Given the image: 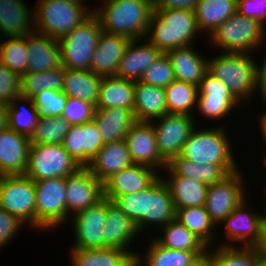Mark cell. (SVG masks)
Returning a JSON list of instances; mask_svg holds the SVG:
<instances>
[{
    "label": "cell",
    "mask_w": 266,
    "mask_h": 266,
    "mask_svg": "<svg viewBox=\"0 0 266 266\" xmlns=\"http://www.w3.org/2000/svg\"><path fill=\"white\" fill-rule=\"evenodd\" d=\"M113 203L137 225L139 232L151 224L161 229L176 218L169 187L161 174L146 189L118 196Z\"/></svg>",
    "instance_id": "6da1fadb"
},
{
    "label": "cell",
    "mask_w": 266,
    "mask_h": 266,
    "mask_svg": "<svg viewBox=\"0 0 266 266\" xmlns=\"http://www.w3.org/2000/svg\"><path fill=\"white\" fill-rule=\"evenodd\" d=\"M92 9L104 32L143 40L149 29L153 0H104Z\"/></svg>",
    "instance_id": "7a4b0ae2"
},
{
    "label": "cell",
    "mask_w": 266,
    "mask_h": 266,
    "mask_svg": "<svg viewBox=\"0 0 266 266\" xmlns=\"http://www.w3.org/2000/svg\"><path fill=\"white\" fill-rule=\"evenodd\" d=\"M200 33L194 10L153 9L146 39L162 53H167L192 45Z\"/></svg>",
    "instance_id": "3957f363"
},
{
    "label": "cell",
    "mask_w": 266,
    "mask_h": 266,
    "mask_svg": "<svg viewBox=\"0 0 266 266\" xmlns=\"http://www.w3.org/2000/svg\"><path fill=\"white\" fill-rule=\"evenodd\" d=\"M257 64L250 54L222 53L208 59V71L220 79L242 103L257 91ZM248 100V101H247Z\"/></svg>",
    "instance_id": "277c9868"
},
{
    "label": "cell",
    "mask_w": 266,
    "mask_h": 266,
    "mask_svg": "<svg viewBox=\"0 0 266 266\" xmlns=\"http://www.w3.org/2000/svg\"><path fill=\"white\" fill-rule=\"evenodd\" d=\"M265 38L266 27L236 12L213 31L209 36V45L223 50L222 53L251 54V50H259L266 45Z\"/></svg>",
    "instance_id": "5b68a950"
},
{
    "label": "cell",
    "mask_w": 266,
    "mask_h": 266,
    "mask_svg": "<svg viewBox=\"0 0 266 266\" xmlns=\"http://www.w3.org/2000/svg\"><path fill=\"white\" fill-rule=\"evenodd\" d=\"M34 10V31L57 40L93 13L86 5L64 0H39Z\"/></svg>",
    "instance_id": "8992f818"
},
{
    "label": "cell",
    "mask_w": 266,
    "mask_h": 266,
    "mask_svg": "<svg viewBox=\"0 0 266 266\" xmlns=\"http://www.w3.org/2000/svg\"><path fill=\"white\" fill-rule=\"evenodd\" d=\"M222 126L201 130L195 127L179 155L201 164L237 165L232 156L227 128Z\"/></svg>",
    "instance_id": "52a82bcc"
},
{
    "label": "cell",
    "mask_w": 266,
    "mask_h": 266,
    "mask_svg": "<svg viewBox=\"0 0 266 266\" xmlns=\"http://www.w3.org/2000/svg\"><path fill=\"white\" fill-rule=\"evenodd\" d=\"M102 31L98 18L92 13L59 39L61 66L65 69L90 70V60Z\"/></svg>",
    "instance_id": "ba28073f"
},
{
    "label": "cell",
    "mask_w": 266,
    "mask_h": 266,
    "mask_svg": "<svg viewBox=\"0 0 266 266\" xmlns=\"http://www.w3.org/2000/svg\"><path fill=\"white\" fill-rule=\"evenodd\" d=\"M80 168L62 144H31L25 175L33 181L66 178Z\"/></svg>",
    "instance_id": "9c48e42d"
},
{
    "label": "cell",
    "mask_w": 266,
    "mask_h": 266,
    "mask_svg": "<svg viewBox=\"0 0 266 266\" xmlns=\"http://www.w3.org/2000/svg\"><path fill=\"white\" fill-rule=\"evenodd\" d=\"M0 208L36 228L34 181L26 175H4L0 181Z\"/></svg>",
    "instance_id": "30bf717a"
},
{
    "label": "cell",
    "mask_w": 266,
    "mask_h": 266,
    "mask_svg": "<svg viewBox=\"0 0 266 266\" xmlns=\"http://www.w3.org/2000/svg\"><path fill=\"white\" fill-rule=\"evenodd\" d=\"M36 194V228L50 230L66 223L65 178L34 181Z\"/></svg>",
    "instance_id": "8fae6325"
},
{
    "label": "cell",
    "mask_w": 266,
    "mask_h": 266,
    "mask_svg": "<svg viewBox=\"0 0 266 266\" xmlns=\"http://www.w3.org/2000/svg\"><path fill=\"white\" fill-rule=\"evenodd\" d=\"M241 171L229 174L220 183L209 185L205 209L217 227L247 198ZM246 195V196H245Z\"/></svg>",
    "instance_id": "7c38bea8"
},
{
    "label": "cell",
    "mask_w": 266,
    "mask_h": 266,
    "mask_svg": "<svg viewBox=\"0 0 266 266\" xmlns=\"http://www.w3.org/2000/svg\"><path fill=\"white\" fill-rule=\"evenodd\" d=\"M195 119L188 115L167 113L155 119L159 122H150L154 128L159 153L167 162L181 153L184 143L197 126Z\"/></svg>",
    "instance_id": "4fadbf2b"
},
{
    "label": "cell",
    "mask_w": 266,
    "mask_h": 266,
    "mask_svg": "<svg viewBox=\"0 0 266 266\" xmlns=\"http://www.w3.org/2000/svg\"><path fill=\"white\" fill-rule=\"evenodd\" d=\"M107 215V198L103 197L95 205H91L73 215L71 225L75 233V249H103L105 235L103 234Z\"/></svg>",
    "instance_id": "5bb4252c"
},
{
    "label": "cell",
    "mask_w": 266,
    "mask_h": 266,
    "mask_svg": "<svg viewBox=\"0 0 266 266\" xmlns=\"http://www.w3.org/2000/svg\"><path fill=\"white\" fill-rule=\"evenodd\" d=\"M245 200L221 223L225 226L226 239L230 240L218 246H236L241 242L242 247H254L266 229V217L259 212H250ZM249 210V211H248ZM257 213V214H256Z\"/></svg>",
    "instance_id": "9a60e30c"
},
{
    "label": "cell",
    "mask_w": 266,
    "mask_h": 266,
    "mask_svg": "<svg viewBox=\"0 0 266 266\" xmlns=\"http://www.w3.org/2000/svg\"><path fill=\"white\" fill-rule=\"evenodd\" d=\"M66 212L69 216L95 205L104 197L103 183L86 167L65 178ZM72 213V214H70Z\"/></svg>",
    "instance_id": "2e32d148"
},
{
    "label": "cell",
    "mask_w": 266,
    "mask_h": 266,
    "mask_svg": "<svg viewBox=\"0 0 266 266\" xmlns=\"http://www.w3.org/2000/svg\"><path fill=\"white\" fill-rule=\"evenodd\" d=\"M131 159L134 164H141L157 169H164L167 161L160 155L153 125L150 122H136L125 136Z\"/></svg>",
    "instance_id": "e0dca14e"
},
{
    "label": "cell",
    "mask_w": 266,
    "mask_h": 266,
    "mask_svg": "<svg viewBox=\"0 0 266 266\" xmlns=\"http://www.w3.org/2000/svg\"><path fill=\"white\" fill-rule=\"evenodd\" d=\"M104 144L94 120L71 125L62 143L81 167H86Z\"/></svg>",
    "instance_id": "ac0fdd59"
},
{
    "label": "cell",
    "mask_w": 266,
    "mask_h": 266,
    "mask_svg": "<svg viewBox=\"0 0 266 266\" xmlns=\"http://www.w3.org/2000/svg\"><path fill=\"white\" fill-rule=\"evenodd\" d=\"M156 171L141 164L130 165L103 183L104 197L113 202L118 196L144 190L160 176Z\"/></svg>",
    "instance_id": "d6986e66"
},
{
    "label": "cell",
    "mask_w": 266,
    "mask_h": 266,
    "mask_svg": "<svg viewBox=\"0 0 266 266\" xmlns=\"http://www.w3.org/2000/svg\"><path fill=\"white\" fill-rule=\"evenodd\" d=\"M31 141L28 136L8 127L0 130V172L4 175H25Z\"/></svg>",
    "instance_id": "ffe728a7"
},
{
    "label": "cell",
    "mask_w": 266,
    "mask_h": 266,
    "mask_svg": "<svg viewBox=\"0 0 266 266\" xmlns=\"http://www.w3.org/2000/svg\"><path fill=\"white\" fill-rule=\"evenodd\" d=\"M131 39L102 31L90 60V71L100 76H116L118 66Z\"/></svg>",
    "instance_id": "44dd1931"
},
{
    "label": "cell",
    "mask_w": 266,
    "mask_h": 266,
    "mask_svg": "<svg viewBox=\"0 0 266 266\" xmlns=\"http://www.w3.org/2000/svg\"><path fill=\"white\" fill-rule=\"evenodd\" d=\"M169 175L188 177L209 185L220 183L239 170L237 165L201 164L180 155L172 157L164 168Z\"/></svg>",
    "instance_id": "7402d4cb"
},
{
    "label": "cell",
    "mask_w": 266,
    "mask_h": 266,
    "mask_svg": "<svg viewBox=\"0 0 266 266\" xmlns=\"http://www.w3.org/2000/svg\"><path fill=\"white\" fill-rule=\"evenodd\" d=\"M131 40L120 60L116 76L131 81H140L145 70L154 63L162 52L146 38Z\"/></svg>",
    "instance_id": "603a6c76"
},
{
    "label": "cell",
    "mask_w": 266,
    "mask_h": 266,
    "mask_svg": "<svg viewBox=\"0 0 266 266\" xmlns=\"http://www.w3.org/2000/svg\"><path fill=\"white\" fill-rule=\"evenodd\" d=\"M27 72H44L61 67L60 45L57 39L33 31L26 35Z\"/></svg>",
    "instance_id": "cb8c5ba5"
},
{
    "label": "cell",
    "mask_w": 266,
    "mask_h": 266,
    "mask_svg": "<svg viewBox=\"0 0 266 266\" xmlns=\"http://www.w3.org/2000/svg\"><path fill=\"white\" fill-rule=\"evenodd\" d=\"M137 225L122 210L107 199V215L103 234L106 247H117L128 251L134 258L138 252L130 250L131 241L139 234Z\"/></svg>",
    "instance_id": "d4e9b609"
},
{
    "label": "cell",
    "mask_w": 266,
    "mask_h": 266,
    "mask_svg": "<svg viewBox=\"0 0 266 266\" xmlns=\"http://www.w3.org/2000/svg\"><path fill=\"white\" fill-rule=\"evenodd\" d=\"M125 139L105 143L86 168L102 183L114 173L133 165Z\"/></svg>",
    "instance_id": "484cf974"
},
{
    "label": "cell",
    "mask_w": 266,
    "mask_h": 266,
    "mask_svg": "<svg viewBox=\"0 0 266 266\" xmlns=\"http://www.w3.org/2000/svg\"><path fill=\"white\" fill-rule=\"evenodd\" d=\"M27 5L24 0H0L1 38L26 36L34 31V10Z\"/></svg>",
    "instance_id": "4316f807"
},
{
    "label": "cell",
    "mask_w": 266,
    "mask_h": 266,
    "mask_svg": "<svg viewBox=\"0 0 266 266\" xmlns=\"http://www.w3.org/2000/svg\"><path fill=\"white\" fill-rule=\"evenodd\" d=\"M175 79L198 86L208 70V59L193 49L192 45L179 47L167 53Z\"/></svg>",
    "instance_id": "83f0119b"
},
{
    "label": "cell",
    "mask_w": 266,
    "mask_h": 266,
    "mask_svg": "<svg viewBox=\"0 0 266 266\" xmlns=\"http://www.w3.org/2000/svg\"><path fill=\"white\" fill-rule=\"evenodd\" d=\"M133 114L138 122H151L168 113L165 90L162 87L136 81Z\"/></svg>",
    "instance_id": "f1b7e54d"
},
{
    "label": "cell",
    "mask_w": 266,
    "mask_h": 266,
    "mask_svg": "<svg viewBox=\"0 0 266 266\" xmlns=\"http://www.w3.org/2000/svg\"><path fill=\"white\" fill-rule=\"evenodd\" d=\"M93 120L104 143L125 139L137 122L132 110L119 107L95 109Z\"/></svg>",
    "instance_id": "f546056e"
},
{
    "label": "cell",
    "mask_w": 266,
    "mask_h": 266,
    "mask_svg": "<svg viewBox=\"0 0 266 266\" xmlns=\"http://www.w3.org/2000/svg\"><path fill=\"white\" fill-rule=\"evenodd\" d=\"M134 84V81L117 76H103L96 109L119 107L133 111Z\"/></svg>",
    "instance_id": "4dcf8cb0"
},
{
    "label": "cell",
    "mask_w": 266,
    "mask_h": 266,
    "mask_svg": "<svg viewBox=\"0 0 266 266\" xmlns=\"http://www.w3.org/2000/svg\"><path fill=\"white\" fill-rule=\"evenodd\" d=\"M162 177L169 187L176 211L180 208L205 205L209 187L207 184L178 175Z\"/></svg>",
    "instance_id": "1f68e13d"
},
{
    "label": "cell",
    "mask_w": 266,
    "mask_h": 266,
    "mask_svg": "<svg viewBox=\"0 0 266 266\" xmlns=\"http://www.w3.org/2000/svg\"><path fill=\"white\" fill-rule=\"evenodd\" d=\"M236 12L237 0H199L194 7L198 28L207 37Z\"/></svg>",
    "instance_id": "d6a6232c"
},
{
    "label": "cell",
    "mask_w": 266,
    "mask_h": 266,
    "mask_svg": "<svg viewBox=\"0 0 266 266\" xmlns=\"http://www.w3.org/2000/svg\"><path fill=\"white\" fill-rule=\"evenodd\" d=\"M161 228L163 236H157L158 238L154 237V239L163 247L192 251L199 258L206 255L208 246L176 218Z\"/></svg>",
    "instance_id": "836d02e7"
},
{
    "label": "cell",
    "mask_w": 266,
    "mask_h": 266,
    "mask_svg": "<svg viewBox=\"0 0 266 266\" xmlns=\"http://www.w3.org/2000/svg\"><path fill=\"white\" fill-rule=\"evenodd\" d=\"M101 81L102 76L90 70L65 69L62 91L68 97L78 98L96 107Z\"/></svg>",
    "instance_id": "e575fe53"
},
{
    "label": "cell",
    "mask_w": 266,
    "mask_h": 266,
    "mask_svg": "<svg viewBox=\"0 0 266 266\" xmlns=\"http://www.w3.org/2000/svg\"><path fill=\"white\" fill-rule=\"evenodd\" d=\"M70 254L72 266H129L135 260L128 251L117 247L71 248Z\"/></svg>",
    "instance_id": "d590c367"
},
{
    "label": "cell",
    "mask_w": 266,
    "mask_h": 266,
    "mask_svg": "<svg viewBox=\"0 0 266 266\" xmlns=\"http://www.w3.org/2000/svg\"><path fill=\"white\" fill-rule=\"evenodd\" d=\"M149 241L151 242L146 248L147 253L141 257L138 253L135 258L139 264L145 266H191L199 259L192 251L168 249L160 245L154 238Z\"/></svg>",
    "instance_id": "8d00e7d4"
},
{
    "label": "cell",
    "mask_w": 266,
    "mask_h": 266,
    "mask_svg": "<svg viewBox=\"0 0 266 266\" xmlns=\"http://www.w3.org/2000/svg\"><path fill=\"white\" fill-rule=\"evenodd\" d=\"M164 90L168 113L194 117L198 86L175 79Z\"/></svg>",
    "instance_id": "74e56055"
},
{
    "label": "cell",
    "mask_w": 266,
    "mask_h": 266,
    "mask_svg": "<svg viewBox=\"0 0 266 266\" xmlns=\"http://www.w3.org/2000/svg\"><path fill=\"white\" fill-rule=\"evenodd\" d=\"M21 102H24V104L28 103L29 108H26V106L24 108V106L20 104ZM6 107L7 127L30 138L34 132L35 127L37 126L39 119L37 109L33 103V99L20 95L18 97H15L13 101Z\"/></svg>",
    "instance_id": "f35d334b"
},
{
    "label": "cell",
    "mask_w": 266,
    "mask_h": 266,
    "mask_svg": "<svg viewBox=\"0 0 266 266\" xmlns=\"http://www.w3.org/2000/svg\"><path fill=\"white\" fill-rule=\"evenodd\" d=\"M176 219L200 238L208 247H211L210 245L215 241L213 239L215 236L213 235L216 226L210 219L205 206L180 208L176 211Z\"/></svg>",
    "instance_id": "ab89813d"
},
{
    "label": "cell",
    "mask_w": 266,
    "mask_h": 266,
    "mask_svg": "<svg viewBox=\"0 0 266 266\" xmlns=\"http://www.w3.org/2000/svg\"><path fill=\"white\" fill-rule=\"evenodd\" d=\"M64 76L63 66L44 72H27L21 77V95L33 98L43 90L62 91Z\"/></svg>",
    "instance_id": "60d3db41"
},
{
    "label": "cell",
    "mask_w": 266,
    "mask_h": 266,
    "mask_svg": "<svg viewBox=\"0 0 266 266\" xmlns=\"http://www.w3.org/2000/svg\"><path fill=\"white\" fill-rule=\"evenodd\" d=\"M219 246L208 247L206 255L210 266H257L259 257L254 247Z\"/></svg>",
    "instance_id": "b9f144b4"
},
{
    "label": "cell",
    "mask_w": 266,
    "mask_h": 266,
    "mask_svg": "<svg viewBox=\"0 0 266 266\" xmlns=\"http://www.w3.org/2000/svg\"><path fill=\"white\" fill-rule=\"evenodd\" d=\"M5 40L3 42L0 37V62L22 77L27 73L26 36L6 37Z\"/></svg>",
    "instance_id": "7bdbcfd3"
},
{
    "label": "cell",
    "mask_w": 266,
    "mask_h": 266,
    "mask_svg": "<svg viewBox=\"0 0 266 266\" xmlns=\"http://www.w3.org/2000/svg\"><path fill=\"white\" fill-rule=\"evenodd\" d=\"M71 124L62 116L39 118L31 144H62Z\"/></svg>",
    "instance_id": "ee69618b"
},
{
    "label": "cell",
    "mask_w": 266,
    "mask_h": 266,
    "mask_svg": "<svg viewBox=\"0 0 266 266\" xmlns=\"http://www.w3.org/2000/svg\"><path fill=\"white\" fill-rule=\"evenodd\" d=\"M32 99L39 118L58 117L62 116L68 96L63 91L43 90Z\"/></svg>",
    "instance_id": "f6af8a7d"
},
{
    "label": "cell",
    "mask_w": 266,
    "mask_h": 266,
    "mask_svg": "<svg viewBox=\"0 0 266 266\" xmlns=\"http://www.w3.org/2000/svg\"><path fill=\"white\" fill-rule=\"evenodd\" d=\"M174 80L175 75L170 58L166 53H162L160 57L145 70L140 81L157 87L166 88Z\"/></svg>",
    "instance_id": "bcb514c9"
},
{
    "label": "cell",
    "mask_w": 266,
    "mask_h": 266,
    "mask_svg": "<svg viewBox=\"0 0 266 266\" xmlns=\"http://www.w3.org/2000/svg\"><path fill=\"white\" fill-rule=\"evenodd\" d=\"M240 103L237 98L197 97L196 107L199 114L204 115L206 119L220 120L227 116L233 108L236 109Z\"/></svg>",
    "instance_id": "7dc6e473"
},
{
    "label": "cell",
    "mask_w": 266,
    "mask_h": 266,
    "mask_svg": "<svg viewBox=\"0 0 266 266\" xmlns=\"http://www.w3.org/2000/svg\"><path fill=\"white\" fill-rule=\"evenodd\" d=\"M96 107L78 98L68 97L62 113L71 125H79L93 120Z\"/></svg>",
    "instance_id": "c3c4849f"
},
{
    "label": "cell",
    "mask_w": 266,
    "mask_h": 266,
    "mask_svg": "<svg viewBox=\"0 0 266 266\" xmlns=\"http://www.w3.org/2000/svg\"><path fill=\"white\" fill-rule=\"evenodd\" d=\"M21 95V77L0 62V104L8 105Z\"/></svg>",
    "instance_id": "681fc988"
},
{
    "label": "cell",
    "mask_w": 266,
    "mask_h": 266,
    "mask_svg": "<svg viewBox=\"0 0 266 266\" xmlns=\"http://www.w3.org/2000/svg\"><path fill=\"white\" fill-rule=\"evenodd\" d=\"M197 97L236 98L228 87L208 70L198 85Z\"/></svg>",
    "instance_id": "f907efd6"
},
{
    "label": "cell",
    "mask_w": 266,
    "mask_h": 266,
    "mask_svg": "<svg viewBox=\"0 0 266 266\" xmlns=\"http://www.w3.org/2000/svg\"><path fill=\"white\" fill-rule=\"evenodd\" d=\"M24 223L16 216L0 208V249L17 235Z\"/></svg>",
    "instance_id": "816d5d0a"
},
{
    "label": "cell",
    "mask_w": 266,
    "mask_h": 266,
    "mask_svg": "<svg viewBox=\"0 0 266 266\" xmlns=\"http://www.w3.org/2000/svg\"><path fill=\"white\" fill-rule=\"evenodd\" d=\"M237 12L266 27V0H237Z\"/></svg>",
    "instance_id": "f5cc1de1"
},
{
    "label": "cell",
    "mask_w": 266,
    "mask_h": 266,
    "mask_svg": "<svg viewBox=\"0 0 266 266\" xmlns=\"http://www.w3.org/2000/svg\"><path fill=\"white\" fill-rule=\"evenodd\" d=\"M199 0H153V9H191Z\"/></svg>",
    "instance_id": "db71d44e"
},
{
    "label": "cell",
    "mask_w": 266,
    "mask_h": 266,
    "mask_svg": "<svg viewBox=\"0 0 266 266\" xmlns=\"http://www.w3.org/2000/svg\"><path fill=\"white\" fill-rule=\"evenodd\" d=\"M263 62L257 65V91L263 100H266V53Z\"/></svg>",
    "instance_id": "11a10c76"
},
{
    "label": "cell",
    "mask_w": 266,
    "mask_h": 266,
    "mask_svg": "<svg viewBox=\"0 0 266 266\" xmlns=\"http://www.w3.org/2000/svg\"><path fill=\"white\" fill-rule=\"evenodd\" d=\"M254 248L256 249L259 260L263 263H266V229Z\"/></svg>",
    "instance_id": "9f6ffc18"
},
{
    "label": "cell",
    "mask_w": 266,
    "mask_h": 266,
    "mask_svg": "<svg viewBox=\"0 0 266 266\" xmlns=\"http://www.w3.org/2000/svg\"><path fill=\"white\" fill-rule=\"evenodd\" d=\"M7 127V107L0 104V130Z\"/></svg>",
    "instance_id": "6f0895ef"
},
{
    "label": "cell",
    "mask_w": 266,
    "mask_h": 266,
    "mask_svg": "<svg viewBox=\"0 0 266 266\" xmlns=\"http://www.w3.org/2000/svg\"><path fill=\"white\" fill-rule=\"evenodd\" d=\"M264 103H266V100H263ZM261 118H259L258 120H260V125H261V128L260 130L262 131V135L264 136V140H265V143H266V112L263 111L262 113V116H260ZM266 158V157H265Z\"/></svg>",
    "instance_id": "680465c9"
},
{
    "label": "cell",
    "mask_w": 266,
    "mask_h": 266,
    "mask_svg": "<svg viewBox=\"0 0 266 266\" xmlns=\"http://www.w3.org/2000/svg\"><path fill=\"white\" fill-rule=\"evenodd\" d=\"M191 266H210L208 256L204 255L200 257L196 262H194Z\"/></svg>",
    "instance_id": "91938a15"
},
{
    "label": "cell",
    "mask_w": 266,
    "mask_h": 266,
    "mask_svg": "<svg viewBox=\"0 0 266 266\" xmlns=\"http://www.w3.org/2000/svg\"><path fill=\"white\" fill-rule=\"evenodd\" d=\"M64 1H67V2H70V3H77V4H80V5H86V3H83L86 0H64Z\"/></svg>",
    "instance_id": "94428289"
},
{
    "label": "cell",
    "mask_w": 266,
    "mask_h": 266,
    "mask_svg": "<svg viewBox=\"0 0 266 266\" xmlns=\"http://www.w3.org/2000/svg\"><path fill=\"white\" fill-rule=\"evenodd\" d=\"M129 266H142L138 261L134 260Z\"/></svg>",
    "instance_id": "6125c7cd"
},
{
    "label": "cell",
    "mask_w": 266,
    "mask_h": 266,
    "mask_svg": "<svg viewBox=\"0 0 266 266\" xmlns=\"http://www.w3.org/2000/svg\"><path fill=\"white\" fill-rule=\"evenodd\" d=\"M257 266H266V263H263V262L259 261Z\"/></svg>",
    "instance_id": "be15d7a7"
},
{
    "label": "cell",
    "mask_w": 266,
    "mask_h": 266,
    "mask_svg": "<svg viewBox=\"0 0 266 266\" xmlns=\"http://www.w3.org/2000/svg\"><path fill=\"white\" fill-rule=\"evenodd\" d=\"M265 202H266V200H265ZM264 207H265L264 211L266 212V203H265V206H264ZM264 215H265V217H266V214H264Z\"/></svg>",
    "instance_id": "e7e4bbea"
}]
</instances>
